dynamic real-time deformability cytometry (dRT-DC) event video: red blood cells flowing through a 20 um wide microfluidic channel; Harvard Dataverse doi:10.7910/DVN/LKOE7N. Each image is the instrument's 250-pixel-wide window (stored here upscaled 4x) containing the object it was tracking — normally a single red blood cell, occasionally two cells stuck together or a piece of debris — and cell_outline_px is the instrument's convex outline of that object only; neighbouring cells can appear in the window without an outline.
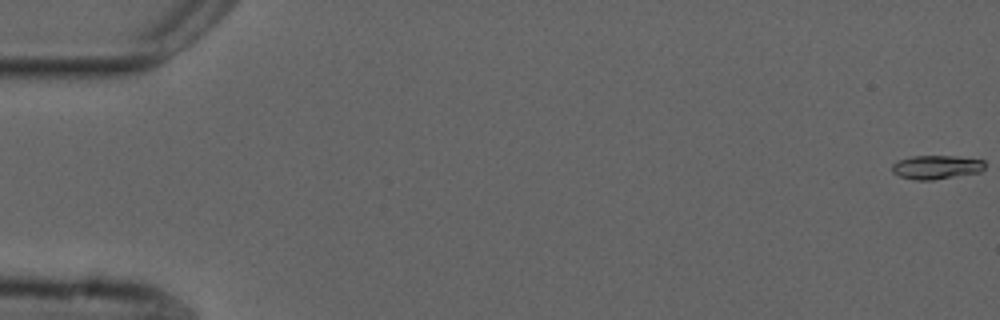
{"species": "common noctule bat (a hibernating species)", "species_latin": "Nyctalus noctula", "temperature_condition": "cold", "stored_images_in_passage": 56, "camera_frame_rate_fps": 3000, "um_per_image_px": 0.085, "animal": {"sex": "male", "forearm_length_mm": 52.5}, "frame": {"image": 1, "passage_image": 1, "time_ms": 0.0, "image_size_px": [1000, 320], "cell_outline_px": [[984, 168], [980, 172], [932, 180], [916, 180], [900, 176], [892, 172], [892, 164], [900, 160], [912, 156], [956, 156], [984, 160]], "centroid_in_image_um": [79.59, 14.21], "position_along_channel_um": 5.4, "area_um2": 12.77}}
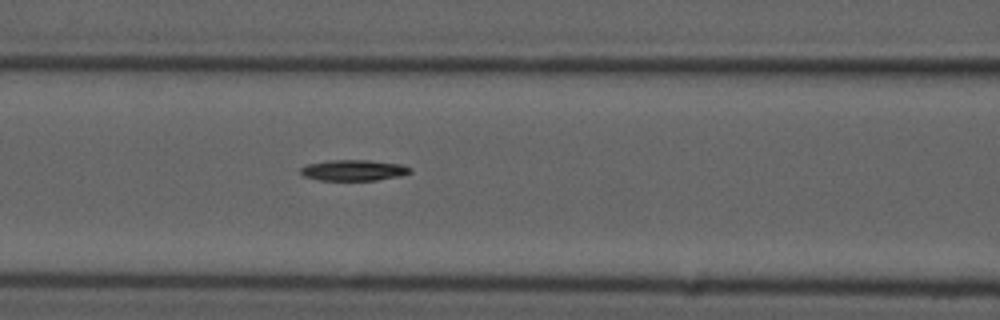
{"frame": {"image": 2, "passage_image": 24, "time_ms": 7.667, "image_size_px": [1000, 320], "cell_outline_px": [[412, 172], [400, 176], [376, 180], [320, 180], [304, 176], [300, 172], [300, 168], [308, 164], [328, 160], [368, 160], [400, 164], [412, 168]], "centroid_in_image_um": [30.07, 14.47], "position_along_channel_um": 136.5, "area_um2": 13.29}}
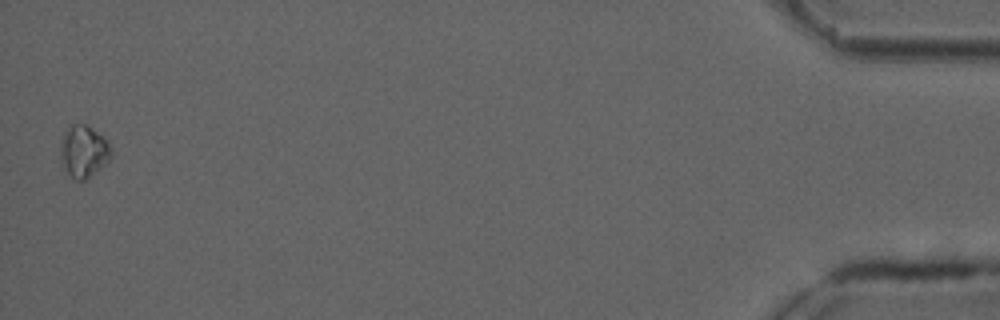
{"frame": {"image": 3, "passage_image": 55, "time_ms": 18.0, "image_size_px": [1000, 320], "cell_outline_px": [[112, 156], [96, 172], [84, 180], [72, 180], [64, 168], [60, 156], [60, 140], [68, 124], [84, 124], [92, 128], [104, 136], [112, 148]], "centroid_in_image_um": [7.09, 12.85], "position_along_channel_um": 428.1, "area_um2": 15.66}, "authors_computed_cell_mechanics": {"area_um2": 12.9183, "velocity_mm_per_s": 3.7344, "shape_relaxation_time_tau1_ms": 5.9135, "shape_relaxation_time_tau2_ms": null, "deformation_change_tau1": 0.1045, "deformation_change_tau2": null}}